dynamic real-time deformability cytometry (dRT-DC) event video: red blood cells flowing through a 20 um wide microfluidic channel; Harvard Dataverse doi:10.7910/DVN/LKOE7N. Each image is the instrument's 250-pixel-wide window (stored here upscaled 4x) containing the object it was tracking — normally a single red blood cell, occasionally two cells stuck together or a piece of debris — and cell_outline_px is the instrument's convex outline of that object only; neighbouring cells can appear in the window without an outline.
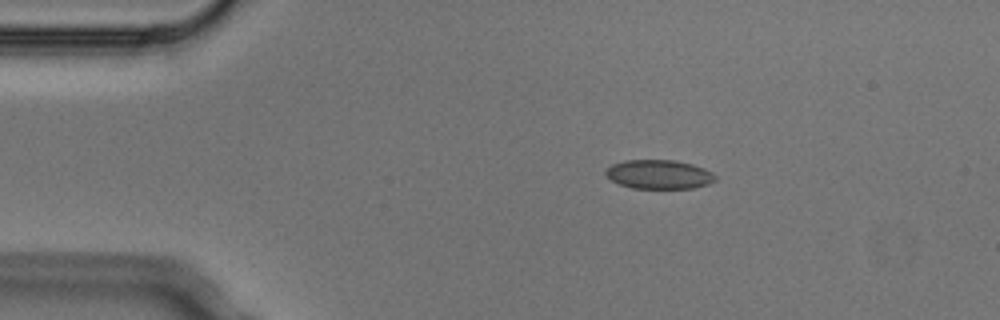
{"species": "Egyptian fruit bat (a non-hibernating species)", "species_latin": "Rousettus aegyptiacus", "temperature_condition": "cold", "stored_images_in_passage": 6, "camera_frame_rate_fps": 3000, "um_per_image_px": 0.085, "animal": {"sex": "male"}, "frame": {"image": 1, "passage_image": 1, "time_ms": 0.0, "image_size_px": [1000, 320], "cell_outline_px": [[716, 180], [708, 184], [692, 188], [632, 188], [620, 184], [604, 176], [604, 172], [612, 164], [624, 160], [676, 160], [692, 164], [704, 168], [712, 172], [716, 176]], "centroid_in_image_um": [56.01, 14.81], "position_along_channel_um": 29.0, "area_um2": 18.61}}
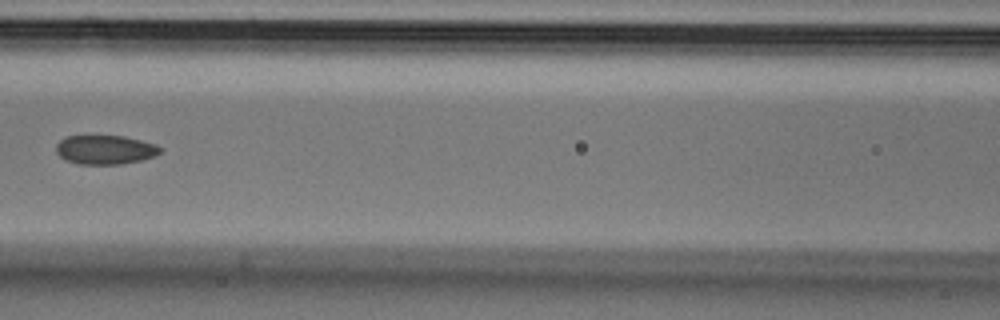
{"frame": {"image": 2, "passage_image": 5, "time_ms": 1.333, "image_size_px": [1000, 320], "cell_outline_px": [[164, 148], [156, 156], [140, 160], [120, 164], [76, 164], [64, 160], [56, 152], [56, 144], [64, 136], [124, 136], [156, 144]], "centroid_in_image_um": [8.93, 12.73], "position_along_channel_um": 157.7, "area_um2": 17.8}}
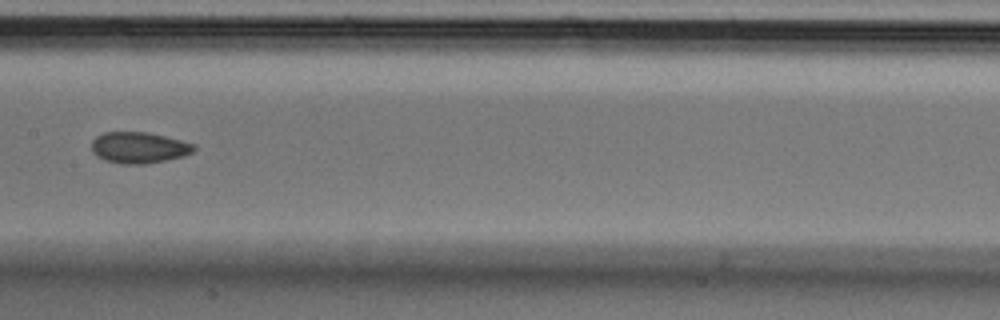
{"frame": {"image": 3, "passage_image": 6, "time_ms": 1.667, "image_size_px": [1000, 320], "cell_outline_px": [[196, 148], [192, 152], [184, 156], [144, 164], [120, 164], [104, 160], [96, 156], [92, 152], [92, 140], [96, 136], [104, 132], [148, 132], [196, 144]], "centroid_in_image_um": [11.79, 12.55], "position_along_channel_um": 195.6, "area_um2": 18.67}}